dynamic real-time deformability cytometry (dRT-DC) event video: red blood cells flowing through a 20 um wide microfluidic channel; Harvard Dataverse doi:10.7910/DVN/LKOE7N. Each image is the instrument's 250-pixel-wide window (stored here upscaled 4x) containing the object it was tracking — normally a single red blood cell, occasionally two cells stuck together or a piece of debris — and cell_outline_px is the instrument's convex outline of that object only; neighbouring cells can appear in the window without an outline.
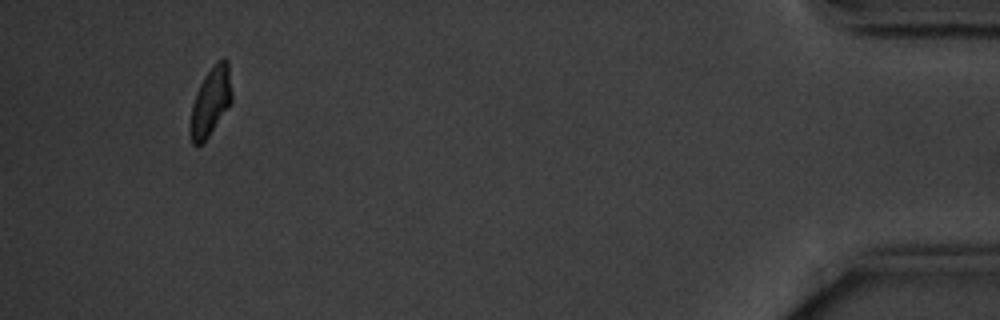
{"species": "common noctule bat (a hibernating species)", "species_latin": "Nyctalus noctula", "temperature_condition": "cold", "stored_images_in_passage": 16, "camera_frame_rate_fps": 3000, "um_per_image_px": 0.085, "animal": {"sex": "male", "body_mass_g": 20.1, "forearm_length_mm": 53.5}, "frame": {"image": 1, "passage_image": 16, "time_ms": 19.0, "image_size_px": [1000, 320], "cell_outline_px": [[232, 104], [208, 136], [200, 144], [192, 144], [192, 104], [196, 92], [204, 76], [224, 56], [228, 60], [232, 92]], "centroid_in_image_um": [17.96, 8.58], "position_along_channel_um": 417.2, "area_um2": 16.13}, "authors_computed_cell_mechanics": {"area_um2": 19.7965, "velocity_mm_per_s": 3.5498, "shape_relaxation_time_tau1_ms": 1.7633, "shape_relaxation_time_tau2_ms": null, "deformation_change_tau1": 0.1062, "deformation_change_tau2": null}}